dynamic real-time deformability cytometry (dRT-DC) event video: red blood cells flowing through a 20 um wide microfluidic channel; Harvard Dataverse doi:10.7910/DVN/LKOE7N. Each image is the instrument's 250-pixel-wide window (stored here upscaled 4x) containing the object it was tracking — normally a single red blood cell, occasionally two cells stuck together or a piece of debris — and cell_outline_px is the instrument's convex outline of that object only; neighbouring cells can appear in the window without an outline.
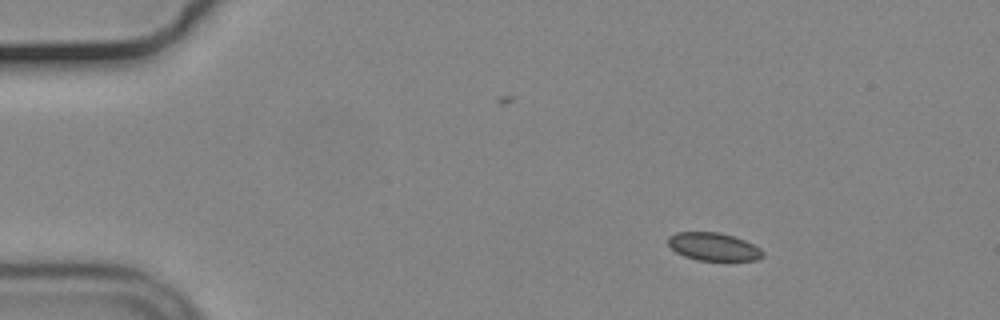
{"species": "common noctule bat (a hibernating species)", "species_latin": "Nyctalus noctula", "temperature_condition": "cold", "stored_images_in_passage": 12, "camera_frame_rate_fps": 3000, "um_per_image_px": 0.085, "animal": {"sex": "male", "body_mass_g": 19.2, "forearm_length_mm": 51.8}, "frame": {"image": 1, "passage_image": 8, "time_ms": 2.333, "image_size_px": [1000, 320], "cell_outline_px": [[764, 256], [756, 260], [696, 260], [684, 256], [676, 252], [668, 244], [668, 236], [676, 232], [720, 232], [744, 240], [760, 248], [764, 252]], "centroid_in_image_um": [60.64, 20.96], "position_along_channel_um": 24.4, "area_um2": 15.37}}